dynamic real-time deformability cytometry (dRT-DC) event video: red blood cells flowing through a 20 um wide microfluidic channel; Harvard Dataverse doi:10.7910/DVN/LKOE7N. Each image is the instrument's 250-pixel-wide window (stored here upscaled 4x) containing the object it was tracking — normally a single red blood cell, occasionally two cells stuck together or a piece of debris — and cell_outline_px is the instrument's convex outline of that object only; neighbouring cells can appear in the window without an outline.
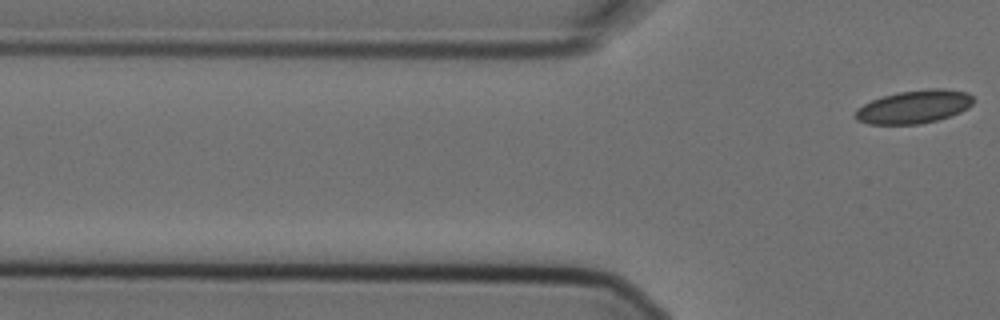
{"species": "Egyptian fruit bat (a non-hibernating species)", "species_latin": "Rousettus aegyptiacus", "temperature_condition": "cold", "stored_images_in_passage": 6, "segment_of_instrument_passage": [2, 2], "camera_frame_rate_fps": 3000, "um_per_image_px": 0.085, "animal": {"sex": "female"}, "frame": {"image": 1, "passage_image": 6, "time_ms": 1.667, "image_size_px": [1000, 320], "cell_outline_px": [[976, 100], [968, 108], [960, 112], [936, 120], [920, 124], [868, 124], [856, 120], [852, 116], [856, 108], [872, 100], [884, 96], [900, 92], [928, 88], [944, 88], [968, 92]], "centroid_in_image_um": [77.69, 9.07], "position_along_channel_um": 48.1, "area_um2": 23.0}}